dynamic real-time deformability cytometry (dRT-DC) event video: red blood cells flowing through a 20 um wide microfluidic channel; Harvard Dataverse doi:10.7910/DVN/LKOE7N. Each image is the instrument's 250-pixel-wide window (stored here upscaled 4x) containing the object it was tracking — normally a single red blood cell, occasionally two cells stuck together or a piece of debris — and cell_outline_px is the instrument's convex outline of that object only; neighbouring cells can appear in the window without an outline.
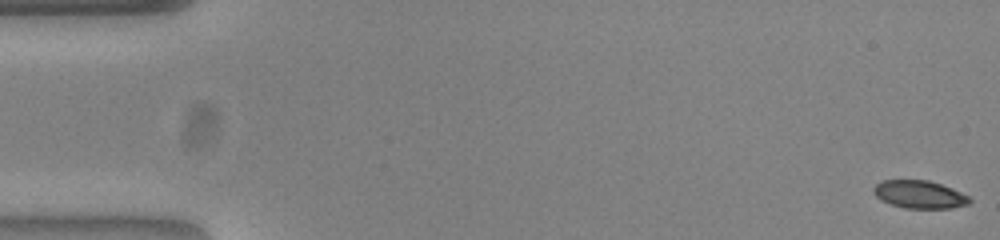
{"species": "common noctule bat (a hibernating species)", "species_latin": "Nyctalus noctula", "temperature_condition": "warm", "stored_images_in_passage": 53, "camera_frame_rate_fps": 3000, "um_per_image_px": 0.085, "animal": {"sex": "female", "body_mass_g": 23.0, "forearm_length_mm": 53.4}, "frame": {"image": 1, "passage_image": 1, "time_ms": 0.0, "image_size_px": [1000, 240], "cell_outline_px": [[972, 200], [968, 204], [952, 208], [904, 208], [880, 200], [876, 196], [872, 188], [880, 180], [928, 180], [952, 188], [968, 196]], "centroid_in_image_um": [78.14, 16.52], "position_along_channel_um": 6.9, "area_um2": 15.55}}
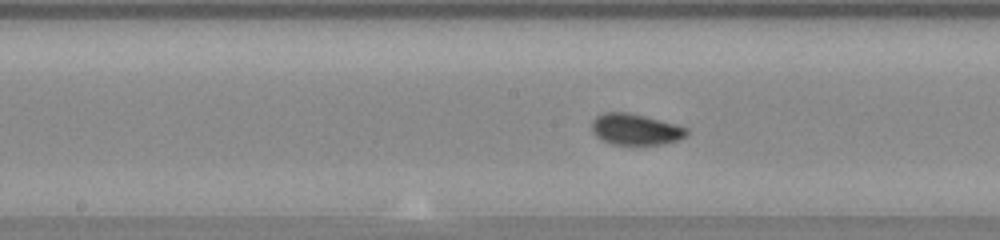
{"frame": {"image": 2, "passage_image": 27, "time_ms": 8.667, "image_size_px": [1000, 240], "cell_outline_px": [[688, 136], [680, 140], [664, 144], [612, 144], [596, 136], [592, 132], [592, 120], [596, 116], [604, 112], [628, 112], [676, 124], [688, 128]], "centroid_in_image_um": [54.04, 10.99], "position_along_channel_um": 194.2, "area_um2": 17.28}}
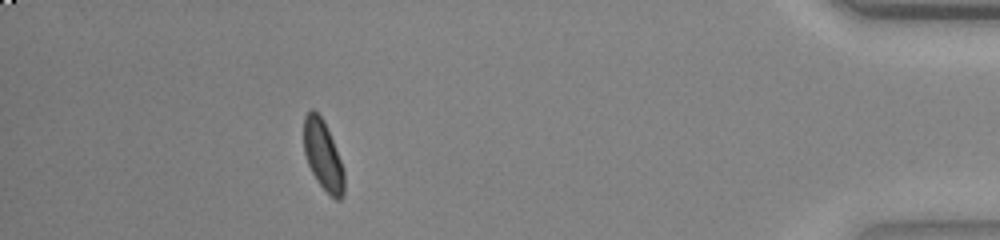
{"frame": {"image": 3, "passage_image": 48, "time_ms": 15.667, "image_size_px": [1000, 240], "cell_outline_px": [[344, 196], [340, 200], [336, 200], [316, 180], [308, 164], [304, 152], [304, 116], [312, 108], [324, 120], [344, 168]], "centroid_in_image_um": [27.46, 13.21], "position_along_channel_um": 407.7, "area_um2": 16.3}, "authors_computed_cell_mechanics": {"area_um2": 16.5308, "velocity_mm_per_s": 3.8597, "shape_relaxation_time_tau1_ms": 3.3138, "shape_relaxation_time_tau2_ms": 2.1628, "deformation_change_tau1": 0.1292, "deformation_change_tau2": 0.046}}